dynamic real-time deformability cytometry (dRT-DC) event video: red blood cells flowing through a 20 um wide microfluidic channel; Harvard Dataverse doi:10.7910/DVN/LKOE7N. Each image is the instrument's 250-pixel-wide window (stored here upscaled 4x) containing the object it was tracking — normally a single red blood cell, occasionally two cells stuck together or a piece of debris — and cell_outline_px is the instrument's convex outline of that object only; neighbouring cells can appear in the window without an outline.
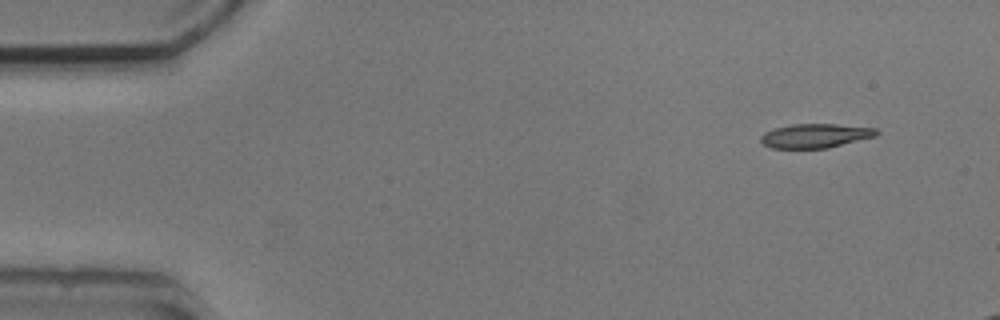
{"species": "common noctule bat (a hibernating species)", "species_latin": "Nyctalus noctula", "temperature_condition": "cold", "stored_images_in_passage": 3, "camera_frame_rate_fps": 3000, "um_per_image_px": 0.085, "animal": {"sex": "male", "body_mass_g": 20.5, "forearm_length_mm": 52.5}, "frame": {"image": 1, "passage_image": 1, "time_ms": 0.0, "image_size_px": [1000, 320], "cell_outline_px": [[880, 132], [876, 136], [828, 148], [772, 148], [764, 144], [760, 140], [760, 136], [764, 132], [776, 128], [792, 124], [836, 124], [876, 128]], "centroid_in_image_um": [69.32, 11.54], "position_along_channel_um": 15.7, "area_um2": 16.24}}